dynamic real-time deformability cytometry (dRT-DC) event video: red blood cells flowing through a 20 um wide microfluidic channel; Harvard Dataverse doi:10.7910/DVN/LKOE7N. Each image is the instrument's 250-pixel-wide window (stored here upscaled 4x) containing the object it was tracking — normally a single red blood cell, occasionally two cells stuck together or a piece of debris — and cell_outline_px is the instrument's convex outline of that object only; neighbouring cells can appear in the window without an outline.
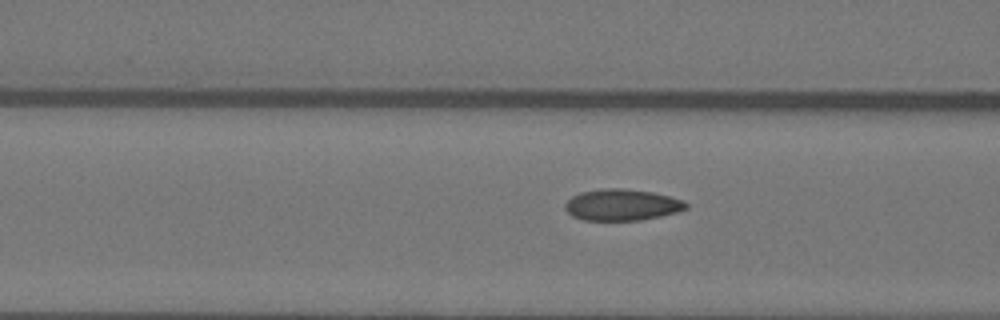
{"species": "Egyptian fruit bat (a non-hibernating species)", "species_latin": "Rousettus aegyptiacus", "temperature_condition": "warm", "stored_images_in_passage": 20, "camera_frame_rate_fps": 3000, "um_per_image_px": 0.085, "animal": {"sex": "female"}, "frame": {"image": 1, "passage_image": 18, "time_ms": 5.667, "image_size_px": [1000, 320], "cell_outline_px": [[688, 208], [676, 212], [660, 216], [640, 220], [584, 220], [572, 216], [564, 208], [564, 204], [572, 196], [580, 192], [604, 188], [620, 188], [652, 192], [684, 200], [688, 204]], "centroid_in_image_um": [52.85, 17.41], "position_along_channel_um": 113.8, "area_um2": 22.08}}